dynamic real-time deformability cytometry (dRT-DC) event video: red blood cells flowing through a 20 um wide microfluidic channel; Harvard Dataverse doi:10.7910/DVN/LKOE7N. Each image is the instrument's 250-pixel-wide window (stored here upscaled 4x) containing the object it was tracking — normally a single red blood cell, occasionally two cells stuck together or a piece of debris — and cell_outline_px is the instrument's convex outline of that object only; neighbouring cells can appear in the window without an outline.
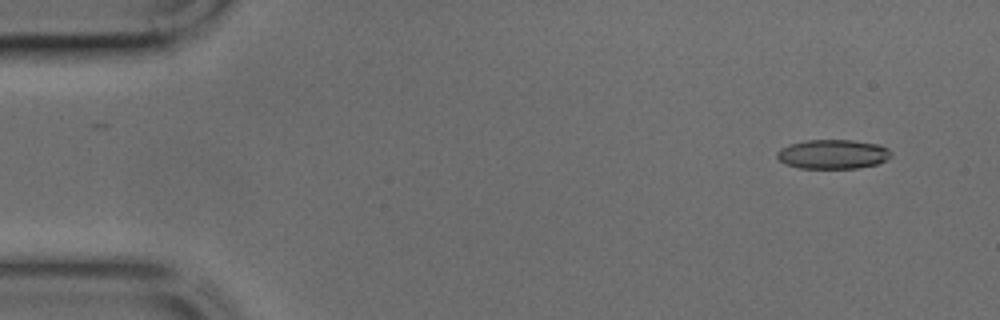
{"species": "common noctule bat (a hibernating species)", "species_latin": "Nyctalus noctula", "temperature_condition": "cold", "stored_images_in_passage": 44, "camera_frame_rate_fps": 3000, "um_per_image_px": 0.085, "animal": {"sex": "male", "body_mass_g": 17.9, "forearm_length_mm": 54.2}, "frame": {"image": 1, "passage_image": 3, "time_ms": 0.667, "image_size_px": [1000, 320], "cell_outline_px": [[892, 156], [876, 164], [856, 168], [800, 168], [788, 164], [780, 160], [776, 156], [776, 152], [780, 148], [788, 144], [808, 140], [852, 140], [880, 144], [888, 148], [892, 152]], "centroid_in_image_um": [70.8, 13.09], "position_along_channel_um": 14.2, "area_um2": 19.48}}
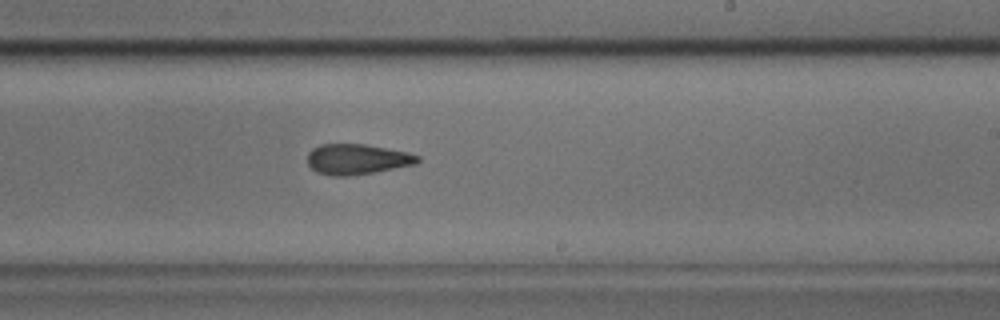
{"frame": {"image": 2, "passage_image": 26, "time_ms": 8.333, "image_size_px": [1000, 320], "cell_outline_px": [[420, 160], [416, 164], [372, 172], [348, 176], [332, 176], [316, 172], [308, 164], [308, 152], [312, 148], [320, 144], [364, 144], [408, 152], [420, 156]], "centroid_in_image_um": [30.33, 13.53], "position_along_channel_um": 258.7, "area_um2": 19.48}}
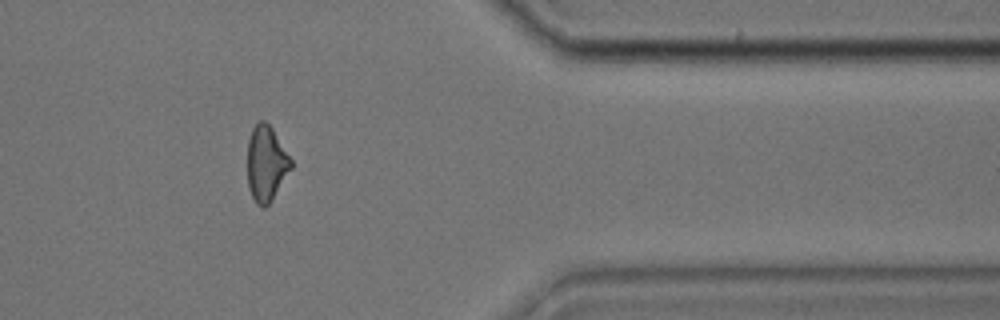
{"frame": {"image": 3, "passage_image": 36, "time_ms": 11.667, "image_size_px": [1000, 320], "cell_outline_px": [[292, 168], [272, 200], [264, 208], [256, 204], [248, 188], [248, 140], [252, 128], [260, 120], [264, 120], [272, 128], [292, 160]], "centroid_in_image_um": [22.63, 13.91], "position_along_channel_um": 388.8, "area_um2": 19.13}}